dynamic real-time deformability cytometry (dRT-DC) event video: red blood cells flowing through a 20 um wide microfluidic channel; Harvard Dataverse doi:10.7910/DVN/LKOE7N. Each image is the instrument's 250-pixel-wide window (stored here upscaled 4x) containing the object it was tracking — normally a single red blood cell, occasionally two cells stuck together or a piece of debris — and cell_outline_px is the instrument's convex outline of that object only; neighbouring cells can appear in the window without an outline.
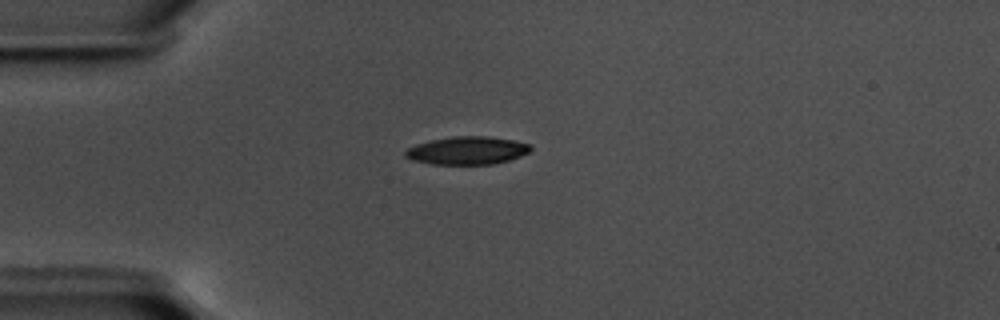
{"species": "common noctule bat (a hibernating species)", "species_latin": "Nyctalus noctula", "temperature_condition": "warm", "stored_images_in_passage": 43, "camera_frame_rate_fps": 3000, "um_per_image_px": 0.085, "animal": {"sex": "male", "body_mass_g": 17.5, "forearm_length_mm": 52.3}, "frame": {"image": 1, "passage_image": 1, "time_ms": 0.0, "image_size_px": [1000, 320], "cell_outline_px": [[532, 148], [528, 152], [520, 156], [508, 160], [492, 164], [432, 164], [412, 160], [404, 156], [404, 152], [408, 148], [416, 144], [432, 140], [452, 136], [488, 136], [512, 140], [532, 144]], "centroid_in_image_um": [39.71, 12.79], "position_along_channel_um": 45.3, "area_um2": 20.35}}
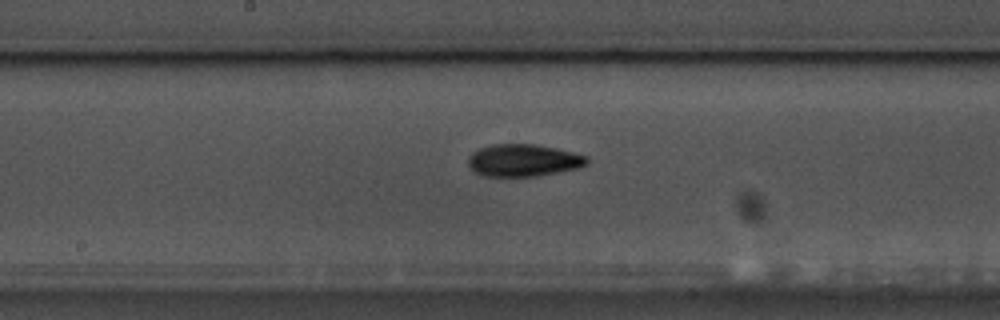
{"frame": {"image": 2, "passage_image": 16, "time_ms": 5.0, "image_size_px": [1000, 320], "cell_outline_px": [[588, 164], [576, 168], [536, 176], [484, 176], [476, 172], [468, 164], [468, 156], [472, 152], [480, 148], [492, 144], [536, 144], [556, 148], [588, 156]], "centroid_in_image_um": [44.48, 13.62], "position_along_channel_um": 203.7, "area_um2": 22.2}}
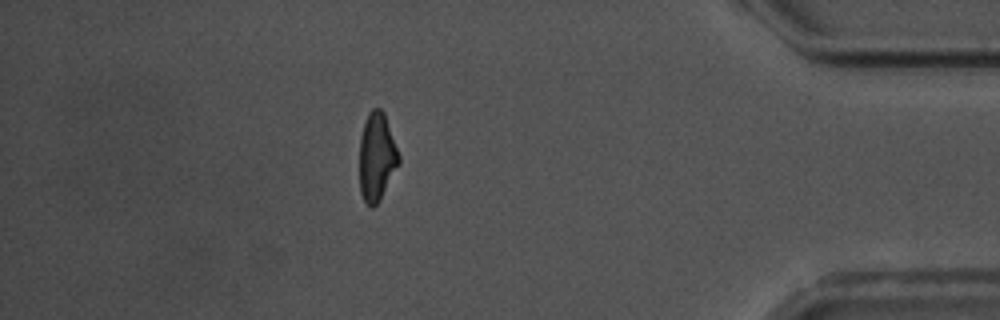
{"frame": {"image": 3, "passage_image": 36, "time_ms": 11.667, "image_size_px": [1000, 320], "cell_outline_px": [[400, 164], [380, 200], [372, 208], [364, 200], [360, 192], [360, 136], [368, 112], [372, 108], [380, 108], [384, 112], [400, 156]], "centroid_in_image_um": [32.04, 13.33], "position_along_channel_um": 403.2, "area_um2": 20.29}, "authors_computed_cell_mechanics": {"area_um2": 20.9236, "velocity_mm_per_s": 3.5999, "shape_relaxation_time_tau1_ms": 3.1727, "shape_relaxation_time_tau2_ms": 2.7196, "deformation_change_tau1": 0.1523, "deformation_change_tau2": 0.0951}}